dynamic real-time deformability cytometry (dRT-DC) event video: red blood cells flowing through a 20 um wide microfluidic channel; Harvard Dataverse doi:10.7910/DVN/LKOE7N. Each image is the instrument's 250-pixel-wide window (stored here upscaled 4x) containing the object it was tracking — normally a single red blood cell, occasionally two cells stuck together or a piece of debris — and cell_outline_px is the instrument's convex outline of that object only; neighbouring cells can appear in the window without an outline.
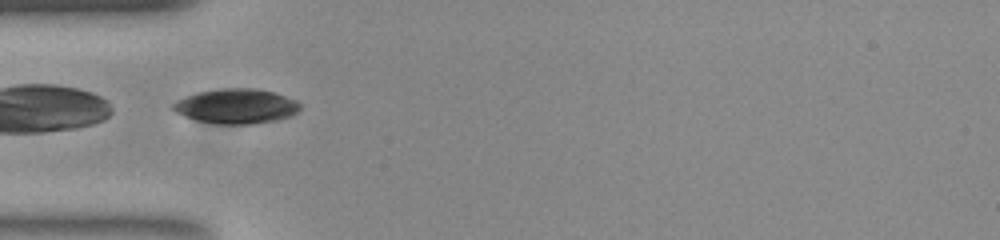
{"species": "common noctule bat (a hibernating species)", "species_latin": "Nyctalus noctula", "temperature_condition": "room temperature", "stored_images_in_passage": 31, "camera_frame_rate_fps": 3000, "um_per_image_px": 0.085, "animal": {"sex": "female", "body_mass_g": 23.0, "forearm_length_mm": 53.4}, "frame": {"image": 1, "passage_image": 2, "time_ms": 0.333, "image_size_px": [1000, 240], "cell_outline_px": [[300, 108], [296, 112], [288, 116], [276, 120], [252, 124], [216, 124], [196, 120], [184, 116], [176, 112], [172, 108], [172, 104], [176, 100], [184, 96], [196, 92], [216, 88], [256, 88], [272, 92], [296, 100], [300, 104]], "centroid_in_image_um": [20.02, 9.02], "position_along_channel_um": 65.0, "area_um2": 25.84}}
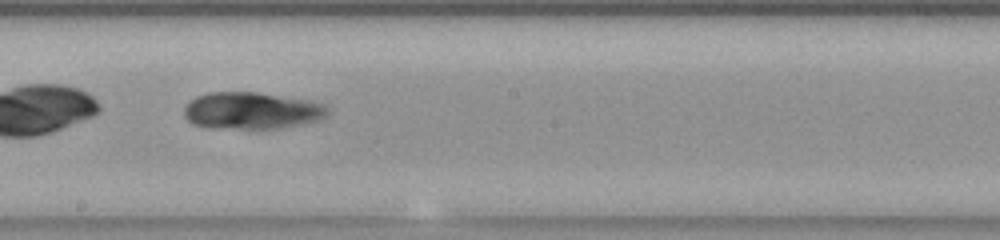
{"frame": {"image": 2, "passage_image": 15, "time_ms": 4.667, "image_size_px": [1000, 240], "cell_outline_px": [[328, 112], [324, 116], [316, 120], [280, 128], [240, 128], [192, 124], [184, 116], [184, 108], [196, 96], [208, 92], [256, 92], [308, 100], [324, 104], [328, 108]], "centroid_in_image_um": [21.39, 9.38], "position_along_channel_um": 226.8, "area_um2": 30.17}}
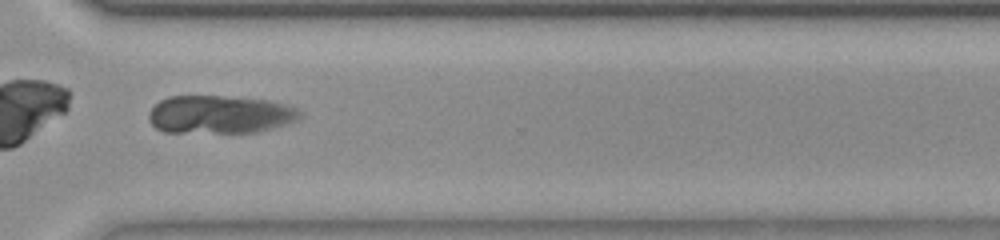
{"frame": {"image": 3, "passage_image": 25, "time_ms": 8.0, "image_size_px": [1000, 240], "cell_outline_px": [[300, 120], [256, 132], [164, 132], [156, 128], [148, 120], [148, 112], [160, 100], [168, 96], [220, 96], [268, 100], [284, 104], [296, 108], [300, 112]], "centroid_in_image_um": [18.66, 9.73], "position_along_channel_um": 351.9, "area_um2": 33.41}}